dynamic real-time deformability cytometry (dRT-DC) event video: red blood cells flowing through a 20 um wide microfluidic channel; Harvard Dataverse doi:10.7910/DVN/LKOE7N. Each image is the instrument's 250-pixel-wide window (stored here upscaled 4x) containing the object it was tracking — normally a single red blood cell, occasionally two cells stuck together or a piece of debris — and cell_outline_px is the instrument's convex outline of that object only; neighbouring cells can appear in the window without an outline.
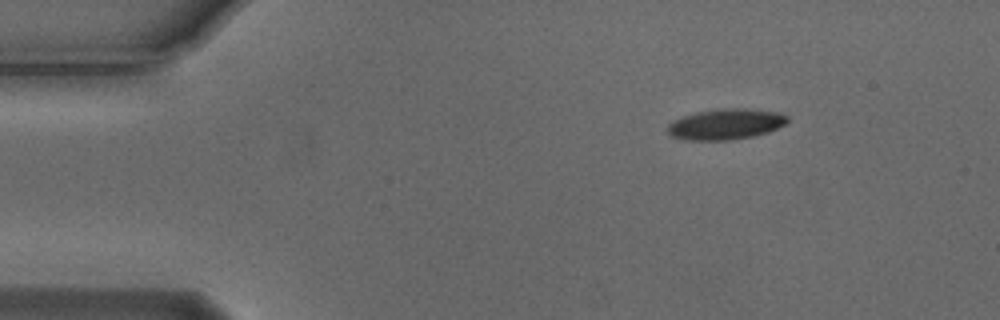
{"species": "Egyptian fruit bat (a non-hibernating species)", "species_latin": "Rousettus aegyptiacus", "temperature_condition": "cold", "stored_images_in_passage": 48, "camera_frame_rate_fps": 3000, "um_per_image_px": 0.085, "animal": {"sex": "male"}, "frame": {"image": 1, "passage_image": 1, "time_ms": 0.0, "image_size_px": [1000, 320], "cell_outline_px": [[788, 120], [784, 124], [768, 132], [752, 136], [728, 140], [688, 140], [672, 136], [668, 132], [668, 124], [672, 120], [696, 112], [720, 108], [744, 108], [776, 112], [788, 116]], "centroid_in_image_um": [61.66, 10.55], "position_along_channel_um": 23.3, "area_um2": 21.27}}
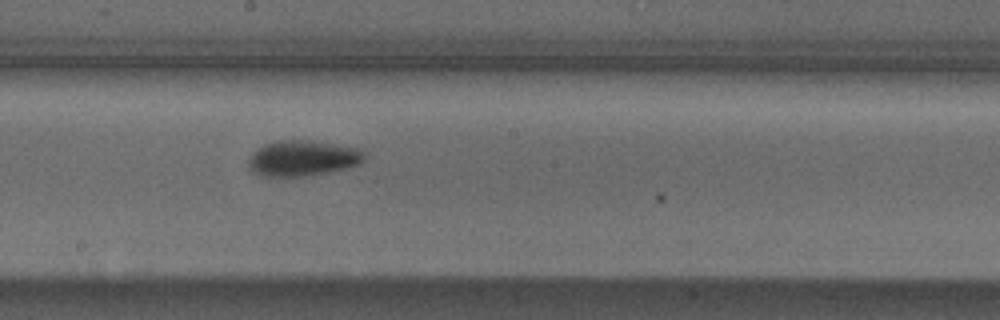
{"frame": {"image": 2, "passage_image": 23, "time_ms": 7.333, "image_size_px": [1000, 320], "cell_outline_px": [[364, 160], [360, 164], [348, 168], [304, 176], [264, 176], [252, 172], [248, 168], [248, 160], [252, 152], [264, 144], [276, 140], [312, 140], [356, 148], [364, 152]], "centroid_in_image_um": [25.69, 13.44], "position_along_channel_um": 222.5, "area_um2": 24.1}}
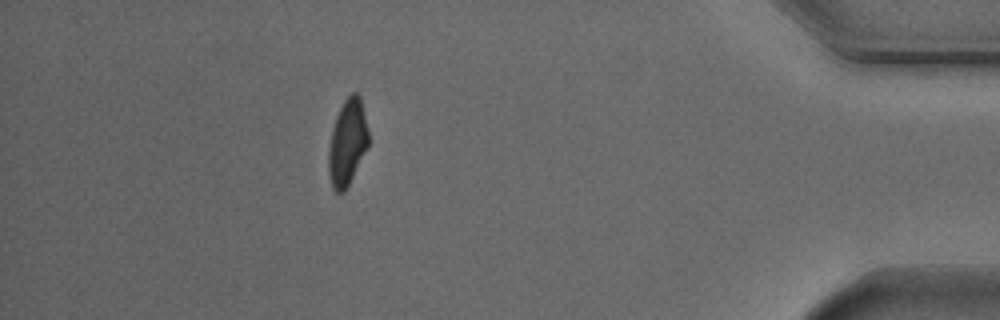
{"frame": {"image": 3, "passage_image": 42, "time_ms": 13.667, "image_size_px": [1000, 320], "cell_outline_px": [[368, 148], [344, 192], [336, 192], [332, 188], [328, 172], [328, 148], [332, 128], [336, 116], [344, 100], [352, 92], [356, 92], [360, 96], [368, 132]], "centroid_in_image_um": [29.51, 12.12], "position_along_channel_um": 405.7, "area_um2": 20.0}, "authors_computed_cell_mechanics": {"area_um2": 22.0218, "velocity_mm_per_s": 3.7164, "shape_relaxation_time_tau1_ms": 3.6891, "shape_relaxation_time_tau2_ms": 11.2293, "deformation_change_tau1": 0.1352, "deformation_change_tau2": 0.1816}}